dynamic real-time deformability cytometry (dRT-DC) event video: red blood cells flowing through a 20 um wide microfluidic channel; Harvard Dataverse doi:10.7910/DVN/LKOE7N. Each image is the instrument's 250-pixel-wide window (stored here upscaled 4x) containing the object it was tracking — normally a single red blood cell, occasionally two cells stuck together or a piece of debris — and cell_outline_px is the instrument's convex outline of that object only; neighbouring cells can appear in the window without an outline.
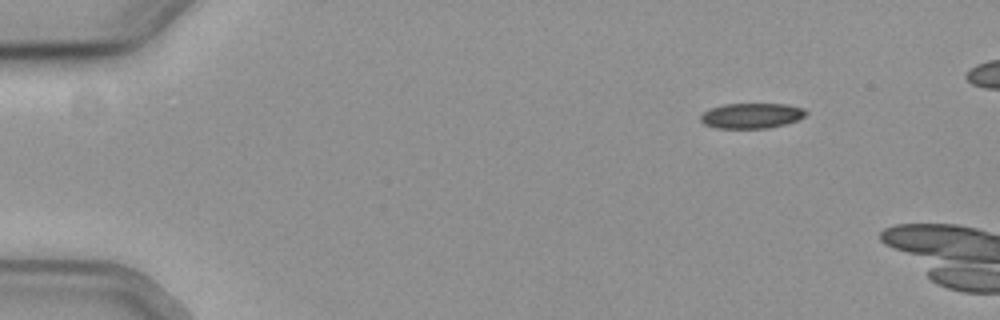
{"species": "common noctule bat (a hibernating species)", "species_latin": "Nyctalus noctula", "temperature_condition": "cold", "stored_images_in_passage": 5, "camera_frame_rate_fps": 3000, "um_per_image_px": 0.085, "animal": {"sex": "female", "body_mass_g": 19.3, "forearm_length_mm": 54.1}, "frame": {"image": 1, "passage_image": 1, "time_ms": 0.0, "image_size_px": [1000, 320], "cell_outline_px": [[808, 112], [804, 116], [796, 120], [784, 124], [764, 128], [716, 128], [704, 124], [700, 120], [700, 116], [704, 112], [712, 108], [724, 104], [788, 104], [804, 108]], "centroid_in_image_um": [63.88, 9.83], "position_along_channel_um": 21.1, "area_um2": 15.37}}